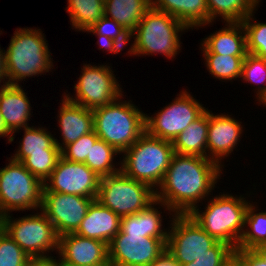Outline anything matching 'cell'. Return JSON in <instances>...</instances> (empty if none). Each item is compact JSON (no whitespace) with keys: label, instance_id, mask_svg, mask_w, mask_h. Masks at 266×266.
Masks as SVG:
<instances>
[{"label":"cell","instance_id":"obj_38","mask_svg":"<svg viewBox=\"0 0 266 266\" xmlns=\"http://www.w3.org/2000/svg\"><path fill=\"white\" fill-rule=\"evenodd\" d=\"M99 137L93 130L81 136L77 141L69 143L61 150V155L68 161L85 163L91 151V143H95Z\"/></svg>","mask_w":266,"mask_h":266},{"label":"cell","instance_id":"obj_12","mask_svg":"<svg viewBox=\"0 0 266 266\" xmlns=\"http://www.w3.org/2000/svg\"><path fill=\"white\" fill-rule=\"evenodd\" d=\"M166 251L180 264L194 262L218 241L204 231L189 214L170 217Z\"/></svg>","mask_w":266,"mask_h":266},{"label":"cell","instance_id":"obj_10","mask_svg":"<svg viewBox=\"0 0 266 266\" xmlns=\"http://www.w3.org/2000/svg\"><path fill=\"white\" fill-rule=\"evenodd\" d=\"M110 67L108 63L98 66L84 63L74 85L75 96L67 94L68 91L62 95L69 101L91 110L111 104L124 92Z\"/></svg>","mask_w":266,"mask_h":266},{"label":"cell","instance_id":"obj_2","mask_svg":"<svg viewBox=\"0 0 266 266\" xmlns=\"http://www.w3.org/2000/svg\"><path fill=\"white\" fill-rule=\"evenodd\" d=\"M13 35L5 50L8 85H21L18 82L43 73L46 75L53 69L52 53L41 29L17 28Z\"/></svg>","mask_w":266,"mask_h":266},{"label":"cell","instance_id":"obj_11","mask_svg":"<svg viewBox=\"0 0 266 266\" xmlns=\"http://www.w3.org/2000/svg\"><path fill=\"white\" fill-rule=\"evenodd\" d=\"M173 101L151 116L145 114V131L154 137L173 141L208 108L190 92L181 90Z\"/></svg>","mask_w":266,"mask_h":266},{"label":"cell","instance_id":"obj_16","mask_svg":"<svg viewBox=\"0 0 266 266\" xmlns=\"http://www.w3.org/2000/svg\"><path fill=\"white\" fill-rule=\"evenodd\" d=\"M59 265L110 266L108 244L76 233L59 236Z\"/></svg>","mask_w":266,"mask_h":266},{"label":"cell","instance_id":"obj_33","mask_svg":"<svg viewBox=\"0 0 266 266\" xmlns=\"http://www.w3.org/2000/svg\"><path fill=\"white\" fill-rule=\"evenodd\" d=\"M241 79L257 85L255 87L256 101L258 105H266V59L258 57L254 54L247 53L242 64ZM255 84V85H254Z\"/></svg>","mask_w":266,"mask_h":266},{"label":"cell","instance_id":"obj_19","mask_svg":"<svg viewBox=\"0 0 266 266\" xmlns=\"http://www.w3.org/2000/svg\"><path fill=\"white\" fill-rule=\"evenodd\" d=\"M160 208L164 209V213L170 211L168 215L171 217L175 215L162 201L155 199L140 212L122 217L120 230L125 234L142 235V237L168 238L169 229L163 226L162 211H158Z\"/></svg>","mask_w":266,"mask_h":266},{"label":"cell","instance_id":"obj_36","mask_svg":"<svg viewBox=\"0 0 266 266\" xmlns=\"http://www.w3.org/2000/svg\"><path fill=\"white\" fill-rule=\"evenodd\" d=\"M234 249L227 243L218 241L208 253L198 257L194 262L180 266H229L233 263Z\"/></svg>","mask_w":266,"mask_h":266},{"label":"cell","instance_id":"obj_17","mask_svg":"<svg viewBox=\"0 0 266 266\" xmlns=\"http://www.w3.org/2000/svg\"><path fill=\"white\" fill-rule=\"evenodd\" d=\"M242 122L229 114H214L209 110L207 137V158L217 162L221 167L222 160L231 155L238 147L244 131Z\"/></svg>","mask_w":266,"mask_h":266},{"label":"cell","instance_id":"obj_37","mask_svg":"<svg viewBox=\"0 0 266 266\" xmlns=\"http://www.w3.org/2000/svg\"><path fill=\"white\" fill-rule=\"evenodd\" d=\"M30 257L1 228L0 230V266H24Z\"/></svg>","mask_w":266,"mask_h":266},{"label":"cell","instance_id":"obj_24","mask_svg":"<svg viewBox=\"0 0 266 266\" xmlns=\"http://www.w3.org/2000/svg\"><path fill=\"white\" fill-rule=\"evenodd\" d=\"M208 125L207 109L172 141L174 153L207 157Z\"/></svg>","mask_w":266,"mask_h":266},{"label":"cell","instance_id":"obj_13","mask_svg":"<svg viewBox=\"0 0 266 266\" xmlns=\"http://www.w3.org/2000/svg\"><path fill=\"white\" fill-rule=\"evenodd\" d=\"M166 241L120 230L108 245L110 266H150L166 251Z\"/></svg>","mask_w":266,"mask_h":266},{"label":"cell","instance_id":"obj_9","mask_svg":"<svg viewBox=\"0 0 266 266\" xmlns=\"http://www.w3.org/2000/svg\"><path fill=\"white\" fill-rule=\"evenodd\" d=\"M155 199V190L122 171L100 178L96 198L121 218L140 212Z\"/></svg>","mask_w":266,"mask_h":266},{"label":"cell","instance_id":"obj_40","mask_svg":"<svg viewBox=\"0 0 266 266\" xmlns=\"http://www.w3.org/2000/svg\"><path fill=\"white\" fill-rule=\"evenodd\" d=\"M47 257H30L24 266H59V261L54 255Z\"/></svg>","mask_w":266,"mask_h":266},{"label":"cell","instance_id":"obj_30","mask_svg":"<svg viewBox=\"0 0 266 266\" xmlns=\"http://www.w3.org/2000/svg\"><path fill=\"white\" fill-rule=\"evenodd\" d=\"M255 205V206H254ZM253 201L247 207L245 227L237 249L253 250L266 244V211L257 212L259 209Z\"/></svg>","mask_w":266,"mask_h":266},{"label":"cell","instance_id":"obj_47","mask_svg":"<svg viewBox=\"0 0 266 266\" xmlns=\"http://www.w3.org/2000/svg\"><path fill=\"white\" fill-rule=\"evenodd\" d=\"M59 266H78V265H59Z\"/></svg>","mask_w":266,"mask_h":266},{"label":"cell","instance_id":"obj_1","mask_svg":"<svg viewBox=\"0 0 266 266\" xmlns=\"http://www.w3.org/2000/svg\"><path fill=\"white\" fill-rule=\"evenodd\" d=\"M222 171L223 167L207 157L174 153L155 198L174 214H190L213 195Z\"/></svg>","mask_w":266,"mask_h":266},{"label":"cell","instance_id":"obj_20","mask_svg":"<svg viewBox=\"0 0 266 266\" xmlns=\"http://www.w3.org/2000/svg\"><path fill=\"white\" fill-rule=\"evenodd\" d=\"M120 226L121 217L95 199L75 233L85 238L103 241L109 245L120 231Z\"/></svg>","mask_w":266,"mask_h":266},{"label":"cell","instance_id":"obj_25","mask_svg":"<svg viewBox=\"0 0 266 266\" xmlns=\"http://www.w3.org/2000/svg\"><path fill=\"white\" fill-rule=\"evenodd\" d=\"M151 8V0H104V16L115 20L130 34Z\"/></svg>","mask_w":266,"mask_h":266},{"label":"cell","instance_id":"obj_42","mask_svg":"<svg viewBox=\"0 0 266 266\" xmlns=\"http://www.w3.org/2000/svg\"><path fill=\"white\" fill-rule=\"evenodd\" d=\"M15 135H13L6 127L4 119L1 115L0 112V137H7V141L8 143H12L15 139L14 137Z\"/></svg>","mask_w":266,"mask_h":266},{"label":"cell","instance_id":"obj_7","mask_svg":"<svg viewBox=\"0 0 266 266\" xmlns=\"http://www.w3.org/2000/svg\"><path fill=\"white\" fill-rule=\"evenodd\" d=\"M0 168V215L13 211L40 210L44 183L21 162L8 160Z\"/></svg>","mask_w":266,"mask_h":266},{"label":"cell","instance_id":"obj_34","mask_svg":"<svg viewBox=\"0 0 266 266\" xmlns=\"http://www.w3.org/2000/svg\"><path fill=\"white\" fill-rule=\"evenodd\" d=\"M254 13H250L241 22L246 34L247 53L266 59V23L254 19Z\"/></svg>","mask_w":266,"mask_h":266},{"label":"cell","instance_id":"obj_21","mask_svg":"<svg viewBox=\"0 0 266 266\" xmlns=\"http://www.w3.org/2000/svg\"><path fill=\"white\" fill-rule=\"evenodd\" d=\"M22 85H6L0 90V112L7 129L18 133L21 128L29 127L32 117L31 103Z\"/></svg>","mask_w":266,"mask_h":266},{"label":"cell","instance_id":"obj_5","mask_svg":"<svg viewBox=\"0 0 266 266\" xmlns=\"http://www.w3.org/2000/svg\"><path fill=\"white\" fill-rule=\"evenodd\" d=\"M123 96L93 109L95 133L121 154L145 132V113Z\"/></svg>","mask_w":266,"mask_h":266},{"label":"cell","instance_id":"obj_41","mask_svg":"<svg viewBox=\"0 0 266 266\" xmlns=\"http://www.w3.org/2000/svg\"><path fill=\"white\" fill-rule=\"evenodd\" d=\"M150 266H180V264L165 251Z\"/></svg>","mask_w":266,"mask_h":266},{"label":"cell","instance_id":"obj_6","mask_svg":"<svg viewBox=\"0 0 266 266\" xmlns=\"http://www.w3.org/2000/svg\"><path fill=\"white\" fill-rule=\"evenodd\" d=\"M124 155V156H123ZM174 155L172 142L149 135L146 131L122 153L117 164L128 177L153 190L160 186Z\"/></svg>","mask_w":266,"mask_h":266},{"label":"cell","instance_id":"obj_8","mask_svg":"<svg viewBox=\"0 0 266 266\" xmlns=\"http://www.w3.org/2000/svg\"><path fill=\"white\" fill-rule=\"evenodd\" d=\"M36 212L16 219L6 214L2 216V229L29 257H47L53 251L57 254L59 236L46 215L41 210Z\"/></svg>","mask_w":266,"mask_h":266},{"label":"cell","instance_id":"obj_32","mask_svg":"<svg viewBox=\"0 0 266 266\" xmlns=\"http://www.w3.org/2000/svg\"><path fill=\"white\" fill-rule=\"evenodd\" d=\"M203 57L207 70L213 77L231 82L241 78L242 64L246 56L203 54Z\"/></svg>","mask_w":266,"mask_h":266},{"label":"cell","instance_id":"obj_14","mask_svg":"<svg viewBox=\"0 0 266 266\" xmlns=\"http://www.w3.org/2000/svg\"><path fill=\"white\" fill-rule=\"evenodd\" d=\"M100 178L85 163L71 162L61 156L51 176L44 182L43 192L74 194L96 199Z\"/></svg>","mask_w":266,"mask_h":266},{"label":"cell","instance_id":"obj_44","mask_svg":"<svg viewBox=\"0 0 266 266\" xmlns=\"http://www.w3.org/2000/svg\"><path fill=\"white\" fill-rule=\"evenodd\" d=\"M0 70H6V53L0 47Z\"/></svg>","mask_w":266,"mask_h":266},{"label":"cell","instance_id":"obj_4","mask_svg":"<svg viewBox=\"0 0 266 266\" xmlns=\"http://www.w3.org/2000/svg\"><path fill=\"white\" fill-rule=\"evenodd\" d=\"M188 29L170 14L151 7L131 33L130 38L134 41L127 53L129 56H153L158 53L174 60L182 49L180 37Z\"/></svg>","mask_w":266,"mask_h":266},{"label":"cell","instance_id":"obj_46","mask_svg":"<svg viewBox=\"0 0 266 266\" xmlns=\"http://www.w3.org/2000/svg\"><path fill=\"white\" fill-rule=\"evenodd\" d=\"M2 228V219H0V230Z\"/></svg>","mask_w":266,"mask_h":266},{"label":"cell","instance_id":"obj_29","mask_svg":"<svg viewBox=\"0 0 266 266\" xmlns=\"http://www.w3.org/2000/svg\"><path fill=\"white\" fill-rule=\"evenodd\" d=\"M67 3L65 10L71 27L79 32H87L104 16V0H68Z\"/></svg>","mask_w":266,"mask_h":266},{"label":"cell","instance_id":"obj_15","mask_svg":"<svg viewBox=\"0 0 266 266\" xmlns=\"http://www.w3.org/2000/svg\"><path fill=\"white\" fill-rule=\"evenodd\" d=\"M94 200L74 194L43 192L40 210L61 236L77 231Z\"/></svg>","mask_w":266,"mask_h":266},{"label":"cell","instance_id":"obj_35","mask_svg":"<svg viewBox=\"0 0 266 266\" xmlns=\"http://www.w3.org/2000/svg\"><path fill=\"white\" fill-rule=\"evenodd\" d=\"M61 156V152L32 153L21 163L29 172L44 183L51 176Z\"/></svg>","mask_w":266,"mask_h":266},{"label":"cell","instance_id":"obj_45","mask_svg":"<svg viewBox=\"0 0 266 266\" xmlns=\"http://www.w3.org/2000/svg\"><path fill=\"white\" fill-rule=\"evenodd\" d=\"M6 85H7L6 70H0V90L3 89Z\"/></svg>","mask_w":266,"mask_h":266},{"label":"cell","instance_id":"obj_3","mask_svg":"<svg viewBox=\"0 0 266 266\" xmlns=\"http://www.w3.org/2000/svg\"><path fill=\"white\" fill-rule=\"evenodd\" d=\"M210 197L206 199L208 202L204 210L196 207L189 215L210 236L236 250L244 232L245 215L250 201L244 195L234 196L229 193Z\"/></svg>","mask_w":266,"mask_h":266},{"label":"cell","instance_id":"obj_31","mask_svg":"<svg viewBox=\"0 0 266 266\" xmlns=\"http://www.w3.org/2000/svg\"><path fill=\"white\" fill-rule=\"evenodd\" d=\"M116 155L121 153L104 140L98 139L95 143H91V151L85 164L100 177L112 175L121 171V166L118 167L114 162Z\"/></svg>","mask_w":266,"mask_h":266},{"label":"cell","instance_id":"obj_23","mask_svg":"<svg viewBox=\"0 0 266 266\" xmlns=\"http://www.w3.org/2000/svg\"><path fill=\"white\" fill-rule=\"evenodd\" d=\"M151 7L170 14L192 30L209 25L207 0H151Z\"/></svg>","mask_w":266,"mask_h":266},{"label":"cell","instance_id":"obj_43","mask_svg":"<svg viewBox=\"0 0 266 266\" xmlns=\"http://www.w3.org/2000/svg\"><path fill=\"white\" fill-rule=\"evenodd\" d=\"M266 263V244L260 245L253 249Z\"/></svg>","mask_w":266,"mask_h":266},{"label":"cell","instance_id":"obj_26","mask_svg":"<svg viewBox=\"0 0 266 266\" xmlns=\"http://www.w3.org/2000/svg\"><path fill=\"white\" fill-rule=\"evenodd\" d=\"M87 33L98 38L97 45L100 50H106L108 53L118 54L124 47L130 44V33L127 32L120 24L115 20L109 19L103 16L97 23H95Z\"/></svg>","mask_w":266,"mask_h":266},{"label":"cell","instance_id":"obj_22","mask_svg":"<svg viewBox=\"0 0 266 266\" xmlns=\"http://www.w3.org/2000/svg\"><path fill=\"white\" fill-rule=\"evenodd\" d=\"M226 26V27H225ZM199 47L203 54L246 56V34L241 22H226L224 28L202 39Z\"/></svg>","mask_w":266,"mask_h":266},{"label":"cell","instance_id":"obj_18","mask_svg":"<svg viewBox=\"0 0 266 266\" xmlns=\"http://www.w3.org/2000/svg\"><path fill=\"white\" fill-rule=\"evenodd\" d=\"M62 97L57 116V126L60 128L62 140L59 142L60 140L55 139V143L61 150L94 130L93 110L73 103L65 96Z\"/></svg>","mask_w":266,"mask_h":266},{"label":"cell","instance_id":"obj_39","mask_svg":"<svg viewBox=\"0 0 266 266\" xmlns=\"http://www.w3.org/2000/svg\"><path fill=\"white\" fill-rule=\"evenodd\" d=\"M233 262L237 266H266L264 260L254 250L247 249L234 250Z\"/></svg>","mask_w":266,"mask_h":266},{"label":"cell","instance_id":"obj_28","mask_svg":"<svg viewBox=\"0 0 266 266\" xmlns=\"http://www.w3.org/2000/svg\"><path fill=\"white\" fill-rule=\"evenodd\" d=\"M261 0H207L209 24L217 17L226 22H242L250 13L257 11Z\"/></svg>","mask_w":266,"mask_h":266},{"label":"cell","instance_id":"obj_48","mask_svg":"<svg viewBox=\"0 0 266 266\" xmlns=\"http://www.w3.org/2000/svg\"><path fill=\"white\" fill-rule=\"evenodd\" d=\"M229 266H237L234 262L231 264V265H229Z\"/></svg>","mask_w":266,"mask_h":266},{"label":"cell","instance_id":"obj_27","mask_svg":"<svg viewBox=\"0 0 266 266\" xmlns=\"http://www.w3.org/2000/svg\"><path fill=\"white\" fill-rule=\"evenodd\" d=\"M38 127V128H37ZM29 126L21 128L24 131L19 148L11 158L15 161L22 162L27 156L38 152H61V149L55 143V137L47 131L45 127Z\"/></svg>","mask_w":266,"mask_h":266}]
</instances>
